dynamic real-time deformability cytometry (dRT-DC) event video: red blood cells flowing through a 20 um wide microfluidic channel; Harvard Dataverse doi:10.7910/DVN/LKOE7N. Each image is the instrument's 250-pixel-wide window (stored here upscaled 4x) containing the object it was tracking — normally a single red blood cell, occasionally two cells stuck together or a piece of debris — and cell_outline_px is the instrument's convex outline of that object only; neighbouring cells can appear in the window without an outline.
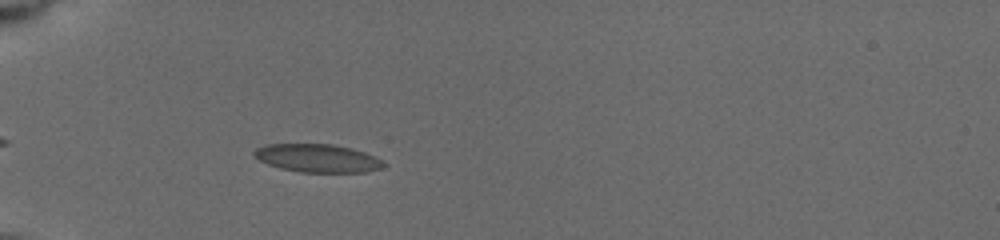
{"species": "common noctule bat (a hibernating species)", "species_latin": "Nyctalus noctula", "temperature_condition": "cold", "stored_images_in_passage": 18, "camera_frame_rate_fps": 3000, "um_per_image_px": 0.085, "animal": {"sex": "female", "body_mass_g": 19.5, "forearm_length_mm": 54.1}, "frame": {"image": 1, "passage_image": 3, "time_ms": 1.0, "image_size_px": [1000, 240], "cell_outline_px": [[388, 164], [380, 168], [364, 172], [300, 172], [280, 168], [268, 164], [252, 156], [252, 152], [256, 148], [264, 144], [332, 144], [352, 148], [364, 152]], "centroid_in_image_um": [26.94, 13.44], "position_along_channel_um": 58.1, "area_um2": 21.21}}
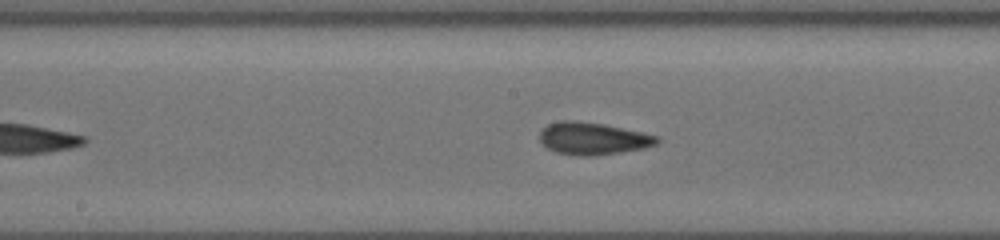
{"frame": {"image": 2, "passage_image": 11, "time_ms": 5.0, "image_size_px": [1000, 240], "cell_outline_px": [[660, 140], [656, 144], [644, 148], [620, 152], [592, 156], [576, 156], [556, 152], [548, 148], [540, 140], [540, 132], [548, 124], [564, 120], [604, 124], [660, 136]], "centroid_in_image_um": [50.42, 11.78], "position_along_channel_um": 197.8, "area_um2": 21.85}}
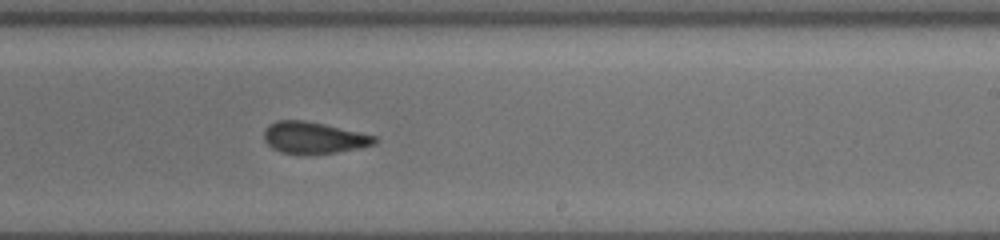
{"frame": {"image": 3, "passage_image": 16, "time_ms": 6.667, "image_size_px": [1000, 240], "cell_outline_px": [[376, 140], [372, 144], [360, 148], [336, 152], [304, 156], [280, 152], [272, 148], [264, 140], [264, 128], [276, 120], [304, 120], [324, 124], [376, 136]], "centroid_in_image_um": [26.6, 11.72], "position_along_channel_um": 262.4, "area_um2": 20.58}}